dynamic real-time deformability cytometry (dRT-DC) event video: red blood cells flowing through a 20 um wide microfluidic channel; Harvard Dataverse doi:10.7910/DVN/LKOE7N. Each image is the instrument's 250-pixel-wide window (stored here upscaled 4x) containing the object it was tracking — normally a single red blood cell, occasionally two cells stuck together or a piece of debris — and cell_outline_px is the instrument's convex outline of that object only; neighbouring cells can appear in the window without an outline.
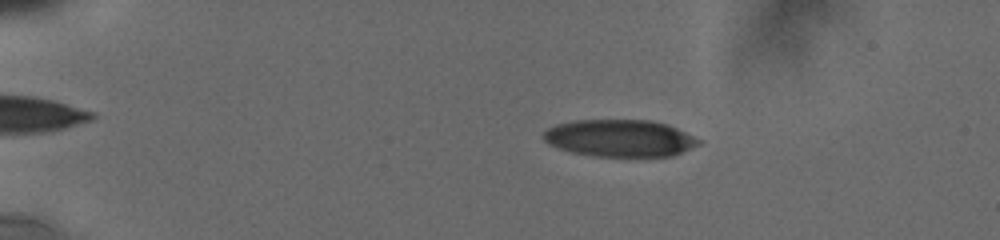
{"species": "human", "species_latin": "Homo sapiens", "temperature_condition": "cold", "stored_images_in_passage": 19, "camera_frame_rate_fps": 3000, "um_per_image_px": 0.085, "donor": {"sex": "male"}, "frame": {"image": 1, "passage_image": 7, "time_ms": 3.333, "image_size_px": [1000, 240], "cell_outline_px": [[704, 140], [700, 144], [672, 156], [596, 156], [568, 152], [548, 144], [540, 136], [548, 128], [556, 124], [572, 120], [652, 120], [668, 124]], "centroid_in_image_um": [52.67, 11.74], "position_along_channel_um": 32.3, "area_um2": 33.93}}
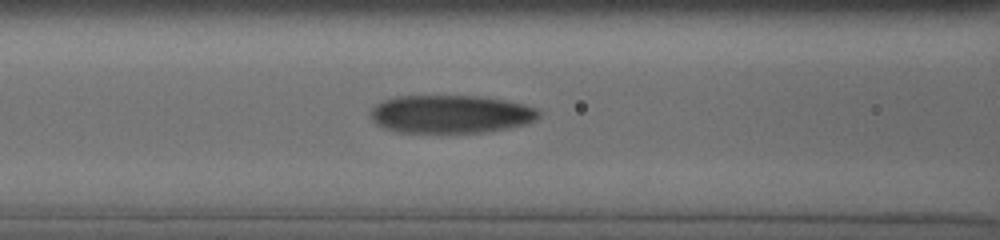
{"frame": {"image": 2, "passage_image": 15, "time_ms": 8.0, "image_size_px": [1000, 240], "cell_outline_px": [[540, 116], [536, 120], [524, 124], [484, 132], [400, 132], [384, 128], [376, 124], [372, 120], [372, 108], [376, 104], [384, 100], [396, 96], [480, 96], [508, 100], [524, 104], [536, 108], [540, 112]], "centroid_in_image_um": [38.33, 9.69], "position_along_channel_um": 128.3, "area_um2": 37.22}}
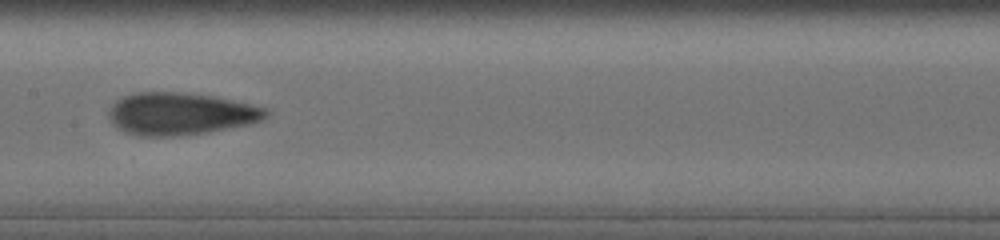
{"frame": {"image": 3, "passage_image": 18, "time_ms": 9.667, "image_size_px": [1000, 240], "cell_outline_px": [[268, 116], [260, 120], [248, 124], [208, 132], [176, 136], [140, 136], [128, 132], [112, 124], [108, 112], [112, 104], [116, 100], [124, 96], [136, 92], [176, 92], [212, 96], [252, 104], [264, 108], [268, 112]], "centroid_in_image_um": [15.32, 9.67], "position_along_channel_um": 192.1, "area_um2": 38.38}}